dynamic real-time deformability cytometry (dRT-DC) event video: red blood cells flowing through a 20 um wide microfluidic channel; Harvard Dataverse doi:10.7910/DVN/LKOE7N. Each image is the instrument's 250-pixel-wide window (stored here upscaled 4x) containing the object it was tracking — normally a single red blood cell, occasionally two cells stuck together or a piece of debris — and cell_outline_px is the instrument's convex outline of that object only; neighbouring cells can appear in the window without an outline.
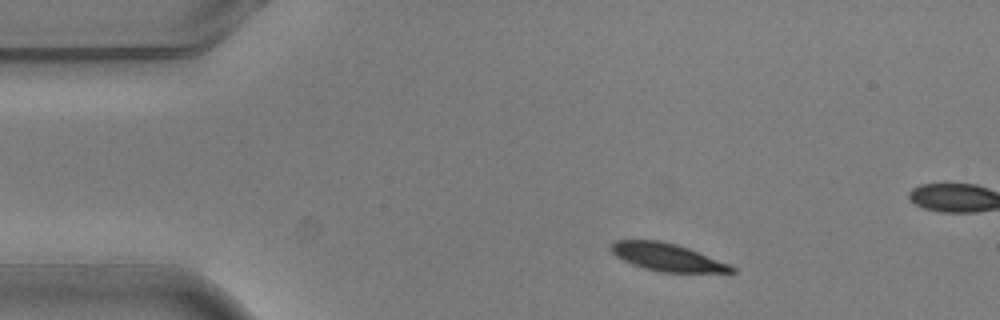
{"species": "common noctule bat (a hibernating species)", "species_latin": "Nyctalus noctula", "temperature_condition": "warm", "stored_images_in_passage": 4, "camera_frame_rate_fps": 3000, "um_per_image_px": 0.085, "animal": {"sex": "male", "body_mass_g": 20.5, "forearm_length_mm": 52.5}, "frame": {"image": 1, "passage_image": 1, "time_ms": 0.0, "image_size_px": [1000, 320], "cell_outline_px": [[736, 272], [660, 272], [644, 268], [632, 264], [616, 256], [608, 248], [616, 240], [660, 240], [676, 244], [688, 248], [732, 264], [736, 268]], "centroid_in_image_um": [56.73, 21.86], "position_along_channel_um": 28.3, "area_um2": 19.48}}
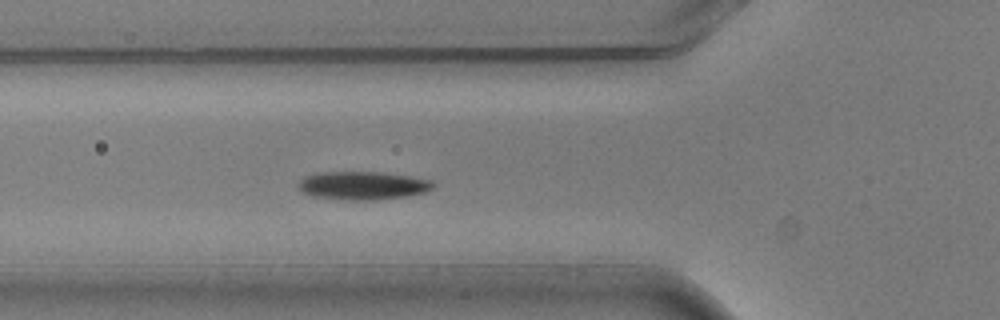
{"frame": {"image": 2, "passage_image": 4, "time_ms": 1.0, "image_size_px": [1000, 320], "cell_outline_px": [[436, 184], [428, 192], [404, 196], [372, 200], [352, 200], [312, 196], [304, 192], [296, 184], [304, 176], [320, 172], [376, 172], [408, 176], [432, 180]], "centroid_in_image_um": [30.84, 15.76], "position_along_channel_um": 95.0, "area_um2": 22.02}}